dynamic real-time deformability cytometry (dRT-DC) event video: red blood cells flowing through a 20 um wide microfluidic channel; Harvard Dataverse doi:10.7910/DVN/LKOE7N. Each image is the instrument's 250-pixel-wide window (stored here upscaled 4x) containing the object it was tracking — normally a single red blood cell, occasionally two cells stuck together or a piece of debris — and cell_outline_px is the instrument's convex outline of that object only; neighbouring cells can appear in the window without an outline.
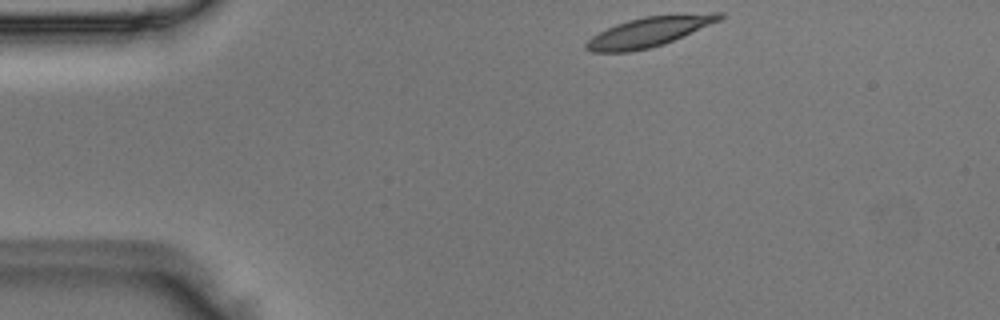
{"species": "Egyptian fruit bat (a non-hibernating species)", "species_latin": "Rousettus aegyptiacus", "temperature_condition": "room temperature", "stored_images_in_passage": 3, "camera_frame_rate_fps": 3000, "um_per_image_px": 0.085, "animal": {"sex": "male"}, "frame": {"image": 1, "passage_image": 1, "time_ms": 0.0, "image_size_px": [1000, 320], "cell_outline_px": [[724, 16], [720, 20], [664, 44], [648, 48], [628, 52], [592, 52], [584, 48], [584, 44], [592, 36], [616, 24], [628, 20], [644, 16], [712, 12], [724, 12]], "centroid_in_image_um": [55.17, 2.69], "position_along_channel_um": 29.8, "area_um2": 23.0}}
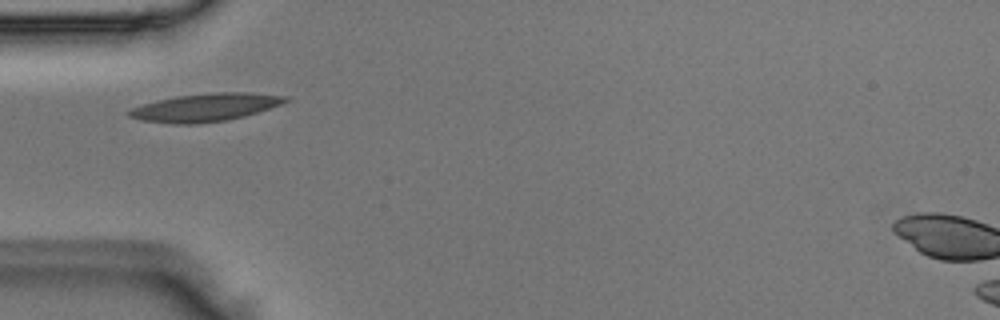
{"frame": {"image": 2, "passage_image": 3, "time_ms": 0.667, "image_size_px": [1000, 320], "cell_outline_px": [[292, 100], [244, 116], [228, 120], [196, 124], [172, 124], [140, 120], [128, 116], [124, 112], [132, 108], [144, 104], [176, 96], [212, 92], [252, 92], [288, 96]], "centroid_in_image_um": [17.46, 9.13], "position_along_channel_um": 67.5, "area_um2": 25.55}}